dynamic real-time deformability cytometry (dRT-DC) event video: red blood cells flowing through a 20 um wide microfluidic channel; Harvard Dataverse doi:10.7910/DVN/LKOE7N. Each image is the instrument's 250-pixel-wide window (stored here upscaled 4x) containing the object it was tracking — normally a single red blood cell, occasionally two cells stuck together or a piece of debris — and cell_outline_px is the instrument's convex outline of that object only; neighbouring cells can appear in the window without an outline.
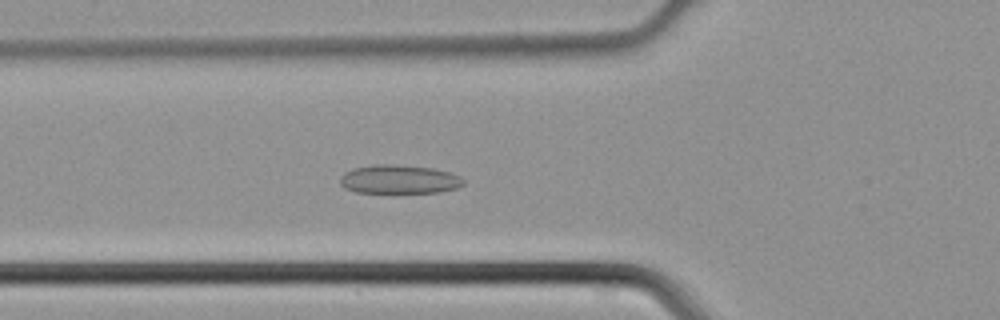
{"species": "common noctule bat (a hibernating species)", "species_latin": "Nyctalus noctula", "temperature_condition": "cold", "stored_images_in_passage": 36, "camera_frame_rate_fps": 3000, "um_per_image_px": 0.085, "animal": {"sex": "male", "body_mass_g": 21.5, "forearm_length_mm": 52.0}, "frame": {"image": 1, "passage_image": 6, "time_ms": 1.667, "image_size_px": [1000, 320], "cell_outline_px": [[464, 184], [456, 188], [440, 192], [356, 192], [344, 188], [340, 184], [340, 176], [344, 172], [356, 168], [376, 164], [392, 164], [432, 168], [448, 172], [460, 176], [464, 180]], "centroid_in_image_um": [33.91, 15.24], "position_along_channel_um": 91.9, "area_um2": 20.52}}
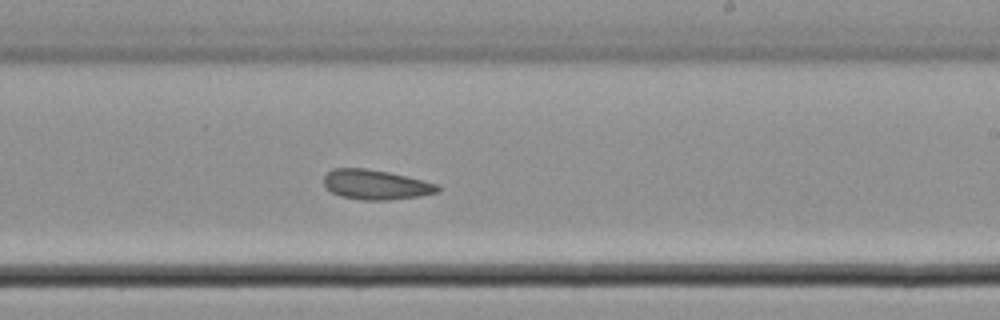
{"frame": {"image": 2, "passage_image": 17, "time_ms": 5.333, "image_size_px": [1000, 320], "cell_outline_px": [[440, 192], [420, 196], [388, 200], [364, 200], [340, 196], [332, 192], [324, 184], [324, 176], [332, 168], [364, 168], [388, 172], [436, 184], [440, 188]], "centroid_in_image_um": [31.92, 15.7], "position_along_channel_um": 257.1, "area_um2": 19.54}}
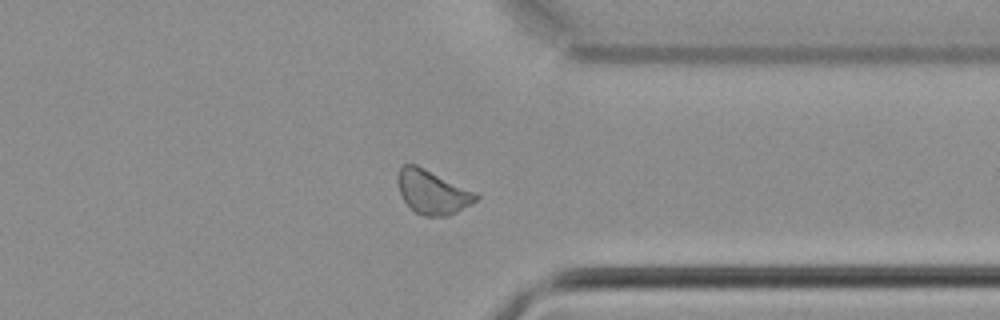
{"frame": {"image": 3, "passage_image": 25, "time_ms": 8.0, "image_size_px": [1000, 320], "cell_outline_px": [[480, 196], [476, 200], [456, 212], [448, 216], [424, 216], [416, 212], [404, 200], [400, 192], [396, 180], [396, 176], [400, 168], [404, 164], [416, 164], [476, 192]], "centroid_in_image_um": [36.74, 16.31], "position_along_channel_um": 374.7, "area_um2": 19.83}}